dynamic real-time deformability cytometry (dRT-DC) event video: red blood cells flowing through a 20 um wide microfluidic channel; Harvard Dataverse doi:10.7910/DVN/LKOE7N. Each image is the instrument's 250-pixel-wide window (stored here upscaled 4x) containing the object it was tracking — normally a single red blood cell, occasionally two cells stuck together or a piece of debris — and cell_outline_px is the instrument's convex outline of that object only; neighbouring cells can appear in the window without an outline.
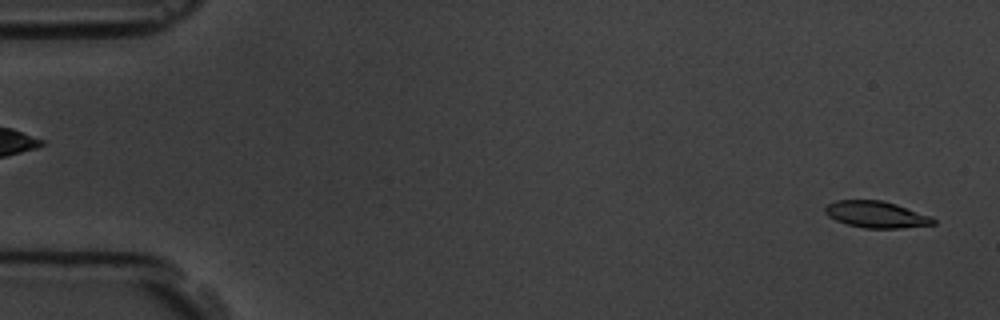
{"species": "common noctule bat (a hibernating species)", "species_latin": "Nyctalus noctula", "temperature_condition": "room temperature", "stored_images_in_passage": 5, "camera_frame_rate_fps": 3000, "um_per_image_px": 0.085, "animal": {"sex": "male", "body_mass_g": 19.5, "forearm_length_mm": 54.6}, "frame": {"image": 1, "passage_image": 5, "time_ms": 4.667, "image_size_px": [1000, 320], "cell_outline_px": [[936, 224], [900, 228], [864, 228], [848, 224], [836, 220], [828, 216], [824, 212], [824, 208], [828, 204], [836, 200], [880, 200], [896, 204], [932, 216], [936, 220]], "centroid_in_image_um": [74.5, 18.23], "position_along_channel_um": 10.5, "area_um2": 16.76}}